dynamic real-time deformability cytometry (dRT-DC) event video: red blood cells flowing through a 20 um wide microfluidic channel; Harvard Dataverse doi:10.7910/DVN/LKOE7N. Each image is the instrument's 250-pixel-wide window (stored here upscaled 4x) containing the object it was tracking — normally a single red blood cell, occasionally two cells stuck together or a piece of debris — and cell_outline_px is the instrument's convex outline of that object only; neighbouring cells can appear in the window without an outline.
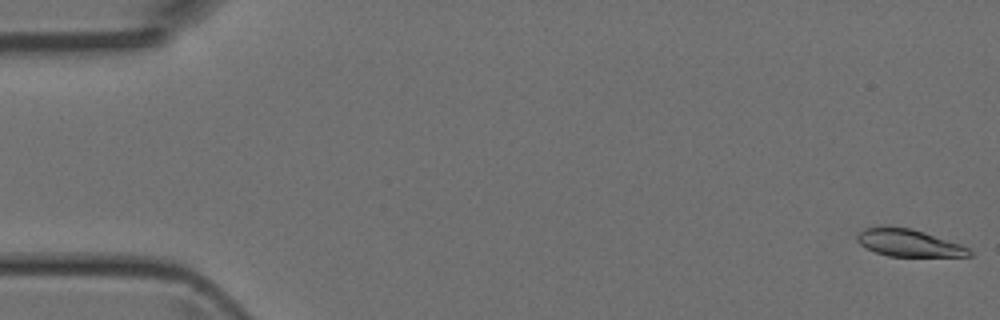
{"species": "Egyptian fruit bat (a non-hibernating species)", "species_latin": "Rousettus aegyptiacus", "temperature_condition": "room temperature", "stored_images_in_passage": 47, "camera_frame_rate_fps": 3000, "um_per_image_px": 0.085, "animal": {"sex": "female"}, "frame": {"image": 1, "passage_image": 1, "time_ms": 0.0, "image_size_px": [1000, 320], "cell_outline_px": [[972, 256], [888, 256], [876, 252], [860, 244], [856, 240], [856, 236], [864, 228], [912, 228], [960, 244], [968, 248], [972, 252]], "centroid_in_image_um": [77.27, 20.67], "position_along_channel_um": 7.7, "area_um2": 17.28}}
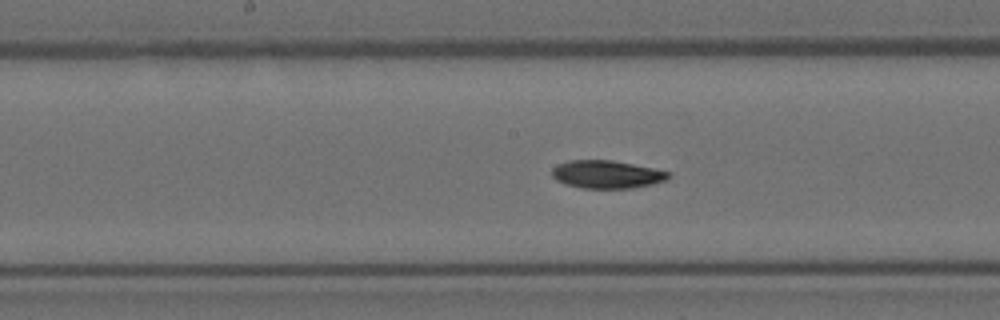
{"frame": {"image": 2, "passage_image": 24, "time_ms": 7.667, "image_size_px": [1000, 320], "cell_outline_px": [[672, 176], [664, 180], [652, 184], [632, 188], [580, 188], [564, 184], [556, 180], [552, 176], [552, 168], [568, 160], [612, 160], [672, 172]], "centroid_in_image_um": [51.57, 14.82], "position_along_channel_um": 196.6, "area_um2": 18.96}}
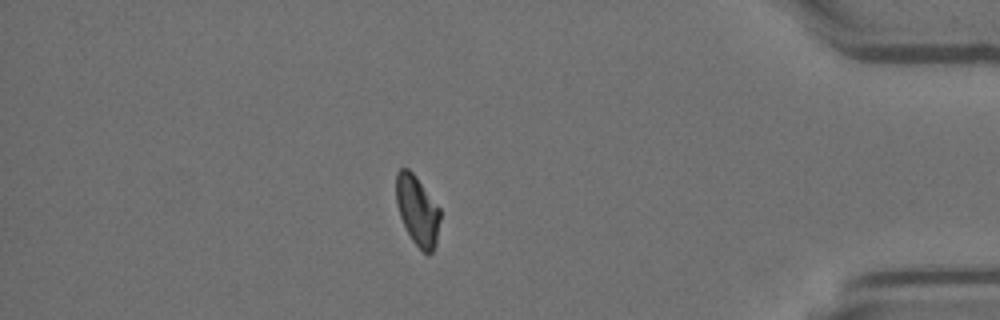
{"frame": {"image": 3, "passage_image": 41, "time_ms": 13.333, "image_size_px": [1000, 320], "cell_outline_px": [[440, 220], [436, 244], [432, 252], [428, 256], [412, 240], [400, 216], [396, 204], [396, 172], [400, 168], [408, 168], [416, 176], [440, 208]], "centroid_in_image_um": [35.48, 17.88], "position_along_channel_um": 399.7, "area_um2": 17.86}}